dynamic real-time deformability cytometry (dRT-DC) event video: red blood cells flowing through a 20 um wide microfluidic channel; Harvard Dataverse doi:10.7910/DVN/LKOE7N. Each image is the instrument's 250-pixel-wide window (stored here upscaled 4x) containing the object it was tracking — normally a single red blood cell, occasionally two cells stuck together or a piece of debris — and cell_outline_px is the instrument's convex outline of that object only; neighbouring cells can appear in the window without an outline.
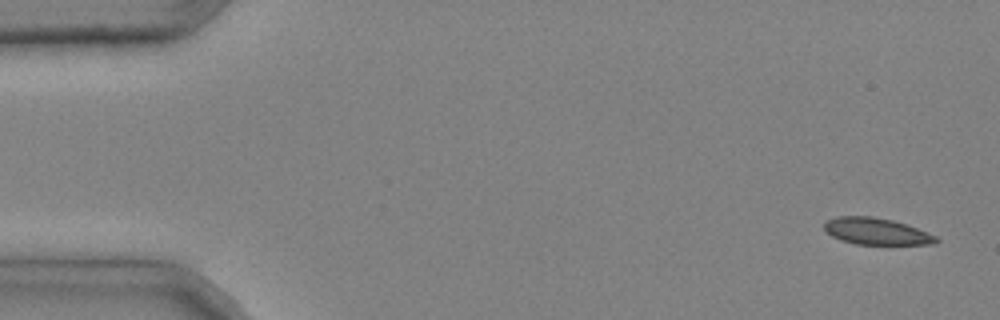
{"species": "common noctule bat (a hibernating species)", "species_latin": "Nyctalus noctula", "temperature_condition": "cold", "stored_images_in_passage": 4, "camera_frame_rate_fps": 3000, "um_per_image_px": 0.085, "animal": {"sex": "male", "body_mass_g": 20.4}, "frame": {"image": 1, "passage_image": 1, "time_ms": 0.0, "image_size_px": [1000, 320], "cell_outline_px": [[940, 240], [936, 244], [856, 244], [840, 240], [832, 236], [824, 228], [824, 220], [836, 216], [872, 216], [892, 220], [916, 228], [936, 236]], "centroid_in_image_um": [74.45, 19.66], "position_along_channel_um": 10.5, "area_um2": 17.34}}